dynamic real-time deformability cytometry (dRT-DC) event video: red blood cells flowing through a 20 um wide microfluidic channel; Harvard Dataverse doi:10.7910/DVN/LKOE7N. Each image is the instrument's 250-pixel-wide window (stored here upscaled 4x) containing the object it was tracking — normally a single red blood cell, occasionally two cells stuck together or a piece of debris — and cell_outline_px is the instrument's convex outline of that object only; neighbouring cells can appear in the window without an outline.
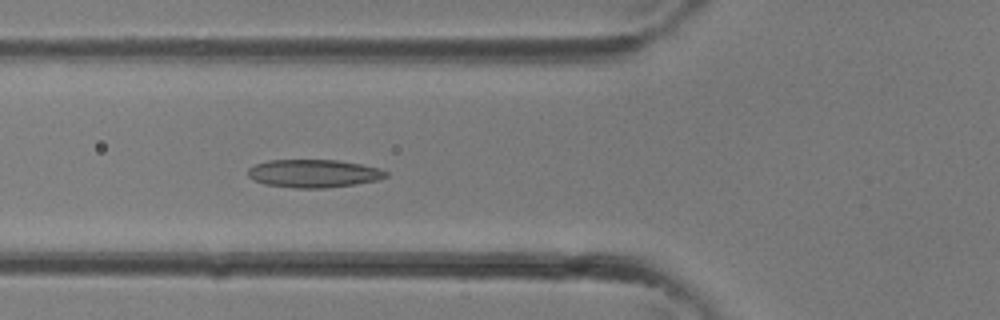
{"species": "common noctule bat (a hibernating species)", "species_latin": "Nyctalus noctula", "temperature_condition": "room temperature", "stored_images_in_passage": 12, "camera_frame_rate_fps": 3000, "um_per_image_px": 0.085, "animal": {"sex": "female"}, "frame": {"image": 1, "passage_image": 12, "time_ms": 3.667, "image_size_px": [1000, 320], "cell_outline_px": [[388, 176], [380, 180], [356, 184], [324, 188], [296, 188], [264, 184], [252, 180], [248, 176], [248, 168], [256, 164], [268, 160], [336, 160], [360, 164], [380, 168], [388, 172]], "centroid_in_image_um": [26.67, 14.75], "position_along_channel_um": 99.1, "area_um2": 22.66}}